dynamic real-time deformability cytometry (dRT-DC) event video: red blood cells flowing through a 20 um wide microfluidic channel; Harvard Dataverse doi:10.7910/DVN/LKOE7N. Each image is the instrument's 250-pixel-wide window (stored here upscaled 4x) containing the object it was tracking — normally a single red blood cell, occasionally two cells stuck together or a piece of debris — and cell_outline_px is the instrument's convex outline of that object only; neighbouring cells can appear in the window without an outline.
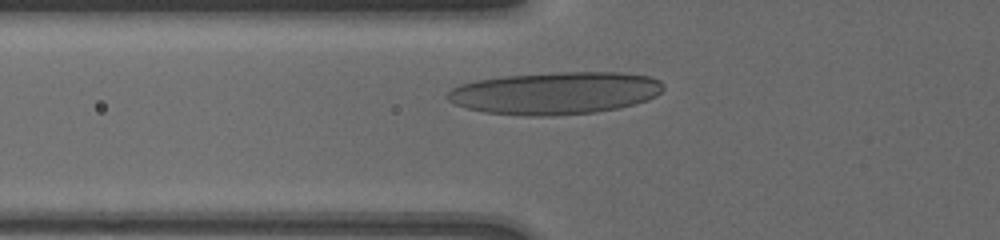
{"species": "human", "species_latin": "Homo sapiens", "temperature_condition": "cold", "stored_images_in_passage": 29, "camera_frame_rate_fps": 3000, "um_per_image_px": 0.085, "donor": {"sex": "male"}, "frame": {"image": 1, "passage_image": 2, "time_ms": 0.333, "image_size_px": [1000, 240], "cell_outline_px": [[664, 88], [656, 96], [632, 104], [616, 108], [596, 112], [544, 116], [528, 116], [484, 112], [468, 108], [456, 104], [448, 100], [444, 96], [452, 88], [460, 84], [476, 80], [504, 76], [560, 72], [620, 72], [648, 76], [660, 80], [664, 84]], "centroid_in_image_um": [47.17, 7.9], "position_along_channel_um": 78.6, "area_um2": 53.12}}
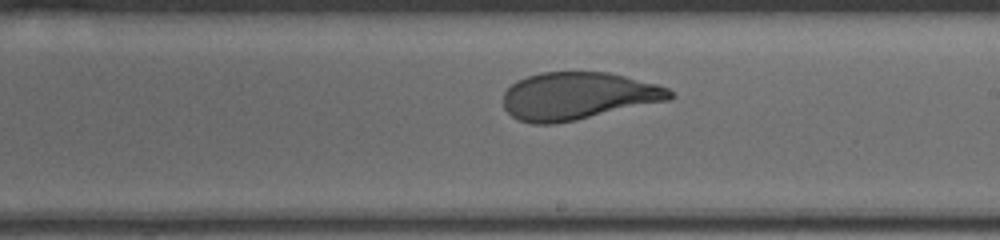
{"frame": {"image": 2, "passage_image": 16, "time_ms": 4.667, "image_size_px": [1000, 240], "cell_outline_px": [[676, 96], [668, 100], [576, 120], [556, 124], [532, 124], [516, 120], [504, 108], [504, 92], [516, 80], [540, 72], [608, 72], [656, 84], [668, 88]], "centroid_in_image_um": [49.09, 8.16], "position_along_channel_um": 239.9, "area_um2": 46.07}}
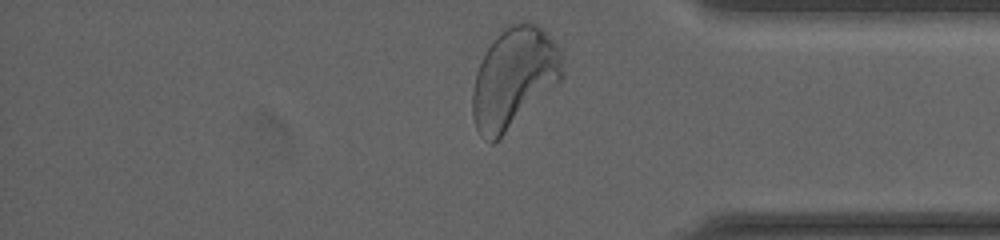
{"frame": {"image": 3, "passage_image": 29, "time_ms": 9.0, "image_size_px": [1000, 240], "cell_outline_px": [[560, 80], [492, 144], [480, 136], [476, 128], [472, 116], [472, 92], [476, 72], [488, 48], [496, 36], [508, 24], [524, 20], [536, 24], [544, 28], [556, 44], [560, 52]], "centroid_in_image_um": [43.63, 6.57], "position_along_channel_um": 391.6, "area_um2": 51.44}, "authors_computed_cell_mechanics": {"area_um2": 46.2978, "velocity_mm_per_s": 3.7113, "shape_relaxation_time_tau1_ms": 3.5116, "shape_relaxation_time_tau2_ms": null, "deformation_change_tau1": 0.1594, "deformation_change_tau2": null}}